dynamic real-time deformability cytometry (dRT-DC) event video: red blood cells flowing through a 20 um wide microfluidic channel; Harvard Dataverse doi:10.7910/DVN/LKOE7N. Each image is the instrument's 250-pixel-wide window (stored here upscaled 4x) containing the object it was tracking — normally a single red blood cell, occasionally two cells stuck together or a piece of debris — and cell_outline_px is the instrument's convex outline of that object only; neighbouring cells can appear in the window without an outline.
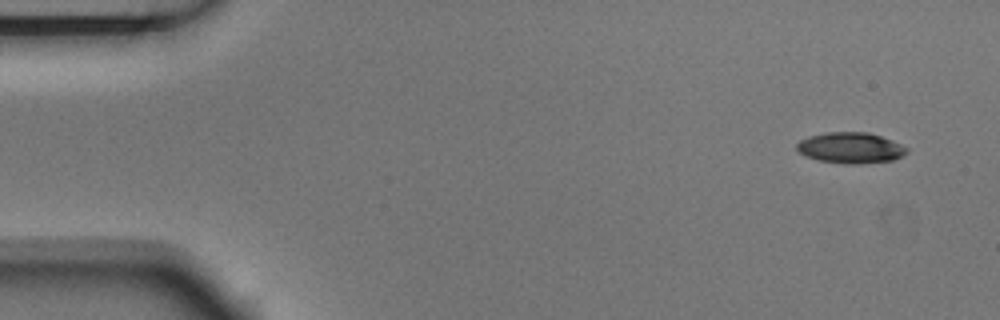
{"species": "Egyptian fruit bat (a non-hibernating species)", "species_latin": "Rousettus aegyptiacus", "temperature_condition": "room temperature", "stored_images_in_passage": 7, "camera_frame_rate_fps": 3000, "um_per_image_px": 0.085, "animal": {"sex": "male"}, "frame": {"image": 1, "passage_image": 1, "time_ms": 0.0, "image_size_px": [1000, 320], "cell_outline_px": [[908, 152], [892, 160], [852, 164], [848, 164], [820, 160], [808, 156], [800, 152], [796, 148], [796, 144], [800, 140], [808, 136], [824, 132], [868, 132], [892, 140], [908, 148]], "centroid_in_image_um": [72.29, 12.55], "position_along_channel_um": 12.7, "area_um2": 19.54}}
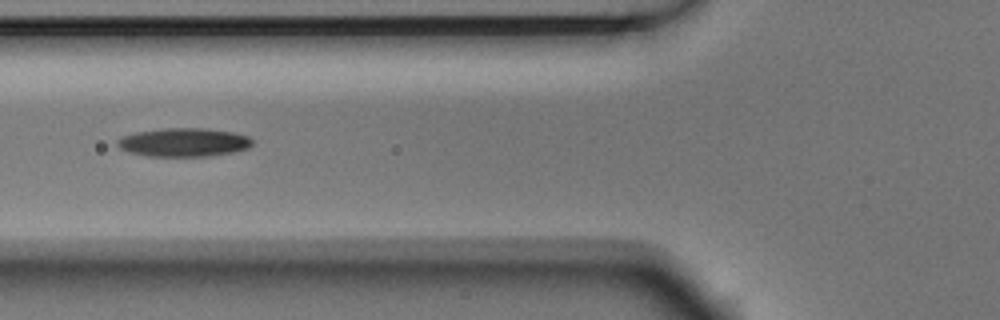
{"frame": {"image": 2, "passage_image": 6, "time_ms": 1.667, "image_size_px": [1000, 320], "cell_outline_px": [[252, 144], [248, 148], [232, 152], [212, 156], [148, 156], [128, 152], [120, 148], [116, 144], [116, 140], [124, 136], [136, 132], [164, 128], [208, 128], [232, 132], [248, 136], [252, 140]], "centroid_in_image_um": [15.61, 12.1], "position_along_channel_um": 110.2, "area_um2": 22.48}}
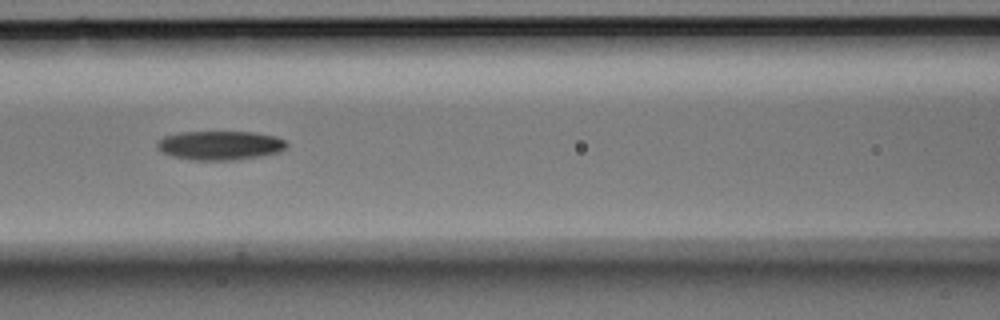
{"frame": {"image": 3, "passage_image": 7, "time_ms": 2.0, "image_size_px": [1000, 320], "cell_outline_px": [[288, 144], [280, 152], [240, 160], [192, 160], [172, 156], [156, 148], [156, 144], [164, 136], [180, 132], [252, 132], [276, 136], [284, 140]], "centroid_in_image_um": [18.71, 12.36], "position_along_channel_um": 147.9, "area_um2": 21.96}}